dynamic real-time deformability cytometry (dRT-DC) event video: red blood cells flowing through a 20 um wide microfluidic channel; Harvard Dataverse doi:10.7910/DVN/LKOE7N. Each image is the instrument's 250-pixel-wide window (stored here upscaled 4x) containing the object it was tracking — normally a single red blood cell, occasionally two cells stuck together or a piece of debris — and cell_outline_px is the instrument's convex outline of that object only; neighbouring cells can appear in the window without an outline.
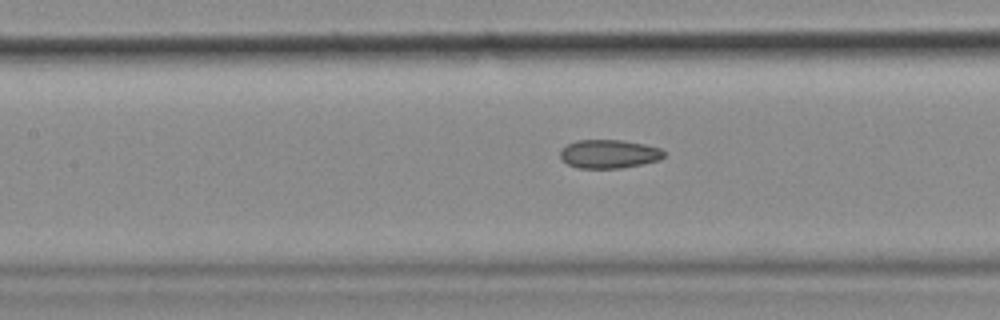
{"species": "common noctule bat (a hibernating species)", "species_latin": "Nyctalus noctula", "temperature_condition": "cold", "stored_images_in_passage": 33, "camera_frame_rate_fps": 3000, "um_per_image_px": 0.085, "animal": {"sex": "female", "body_mass_g": 18.4}, "frame": {"image": 1, "passage_image": 15, "time_ms": 4.667, "image_size_px": [1000, 320], "cell_outline_px": [[664, 156], [660, 160], [620, 168], [580, 168], [568, 164], [560, 156], [560, 148], [576, 140], [624, 140], [644, 144], [660, 148], [664, 152]], "centroid_in_image_um": [51.75, 13.07], "position_along_channel_um": 155.6, "area_um2": 17.22}}